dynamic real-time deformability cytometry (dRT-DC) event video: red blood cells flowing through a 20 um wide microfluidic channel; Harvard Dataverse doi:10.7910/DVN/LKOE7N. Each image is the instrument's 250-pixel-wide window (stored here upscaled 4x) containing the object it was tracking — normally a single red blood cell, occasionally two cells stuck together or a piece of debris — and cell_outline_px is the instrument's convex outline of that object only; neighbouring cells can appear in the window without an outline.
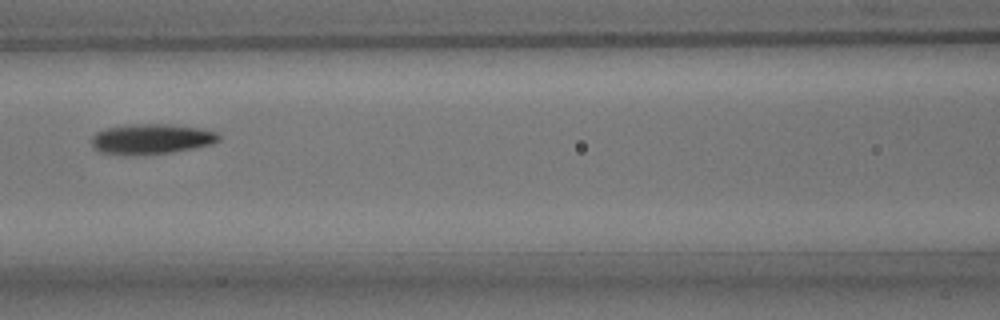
{"species": "common noctule bat (a hibernating species)", "species_latin": "Nyctalus noctula", "temperature_condition": "room temperature", "stored_images_in_passage": 6, "camera_frame_rate_fps": 3000, "um_per_image_px": 0.085, "animal": {"sex": "male", "body_mass_g": 15.6}, "frame": {"image": 1, "passage_image": 5, "time_ms": 4.667, "image_size_px": [1000, 320], "cell_outline_px": [[220, 140], [212, 144], [172, 152], [100, 152], [92, 144], [92, 136], [96, 132], [104, 128], [136, 124], [172, 124], [204, 128], [216, 132], [220, 136]], "centroid_in_image_um": [12.96, 11.75], "position_along_channel_um": 153.6, "area_um2": 21.56}}
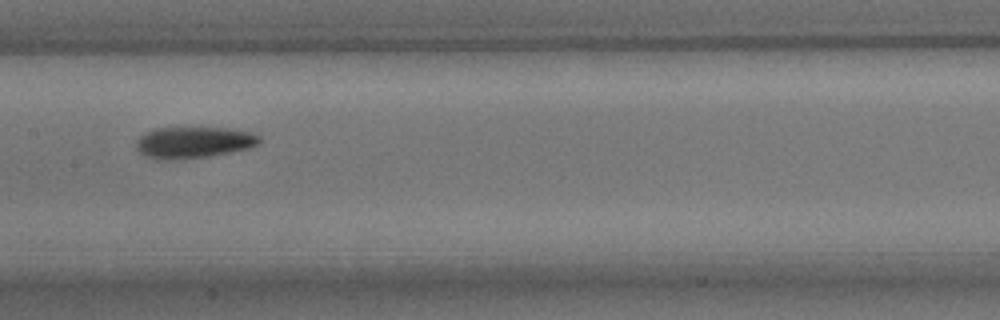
{"frame": {"image": 2, "passage_image": 6, "time_ms": 5.667, "image_size_px": [1000, 320], "cell_outline_px": [[260, 140], [256, 144], [248, 148], [208, 156], [168, 160], [156, 160], [144, 156], [136, 148], [136, 140], [140, 136], [152, 128], [228, 128], [248, 132], [260, 136]], "centroid_in_image_um": [16.37, 12.1], "position_along_channel_um": 191.0, "area_um2": 22.37}}